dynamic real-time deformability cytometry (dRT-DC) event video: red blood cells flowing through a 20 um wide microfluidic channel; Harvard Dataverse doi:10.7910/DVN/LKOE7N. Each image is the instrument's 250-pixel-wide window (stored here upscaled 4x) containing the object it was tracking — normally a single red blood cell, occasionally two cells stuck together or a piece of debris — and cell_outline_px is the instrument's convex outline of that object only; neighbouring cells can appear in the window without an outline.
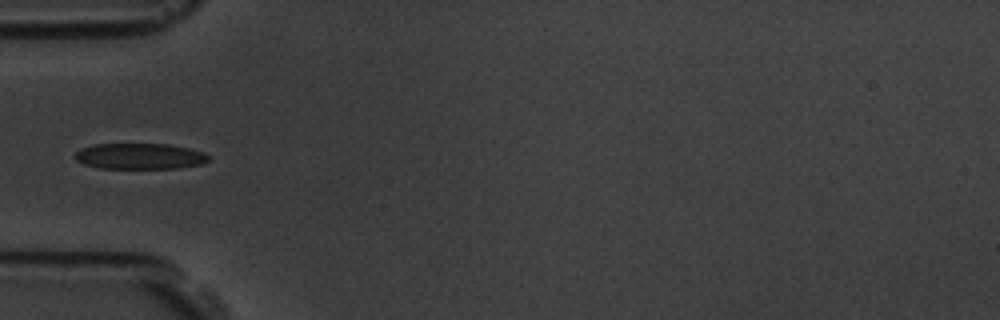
{"species": "common noctule bat (a hibernating species)", "species_latin": "Nyctalus noctula", "temperature_condition": "room temperature", "stored_images_in_passage": 8, "camera_frame_rate_fps": 3000, "um_per_image_px": 0.085, "animal": {"sex": "male", "body_mass_g": 19.5, "forearm_length_mm": 54.6}, "frame": {"image": 1, "passage_image": 6, "time_ms": 5.667, "image_size_px": [1000, 320], "cell_outline_px": [[208, 160], [200, 164], [176, 168], [100, 168], [84, 164], [76, 160], [72, 156], [80, 148], [92, 144], [168, 144], [188, 148], [204, 152], [208, 156]], "centroid_in_image_um": [11.82, 13.27], "position_along_channel_um": 73.2, "area_um2": 20.11}}
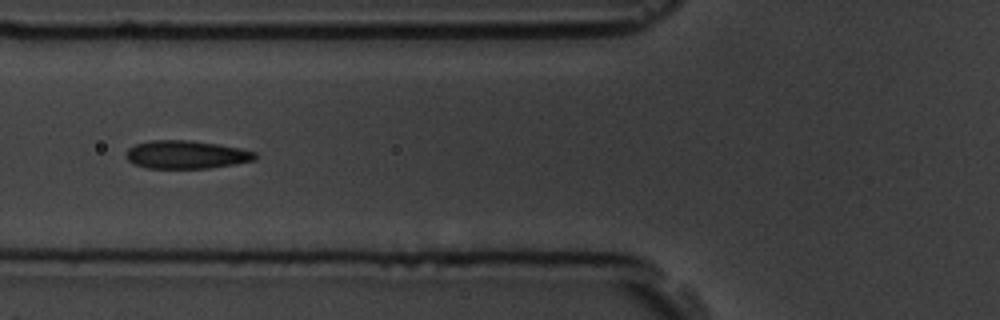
{"frame": {"image": 2, "passage_image": 7, "time_ms": 6.667, "image_size_px": [1000, 320], "cell_outline_px": [[256, 160], [236, 164], [208, 168], [148, 168], [132, 164], [124, 156], [124, 152], [128, 148], [136, 144], [152, 140], [188, 140], [216, 144], [240, 148], [256, 152]], "centroid_in_image_um": [15.8, 13.15], "position_along_channel_um": 110.0, "area_um2": 21.27}}
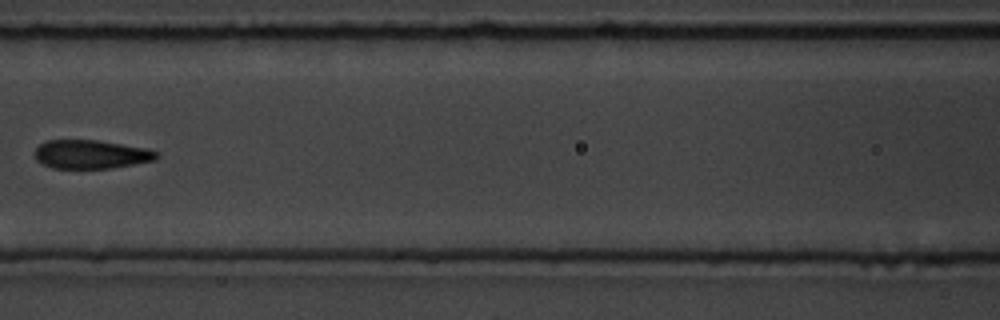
{"frame": {"image": 3, "passage_image": 8, "time_ms": 8.0, "image_size_px": [1000, 320], "cell_outline_px": [[160, 156], [156, 160], [112, 168], [52, 168], [36, 160], [36, 148], [40, 144], [48, 140], [96, 140], [148, 148], [156, 152]], "centroid_in_image_um": [7.77, 13.12], "position_along_channel_um": 158.8, "area_um2": 20.29}}